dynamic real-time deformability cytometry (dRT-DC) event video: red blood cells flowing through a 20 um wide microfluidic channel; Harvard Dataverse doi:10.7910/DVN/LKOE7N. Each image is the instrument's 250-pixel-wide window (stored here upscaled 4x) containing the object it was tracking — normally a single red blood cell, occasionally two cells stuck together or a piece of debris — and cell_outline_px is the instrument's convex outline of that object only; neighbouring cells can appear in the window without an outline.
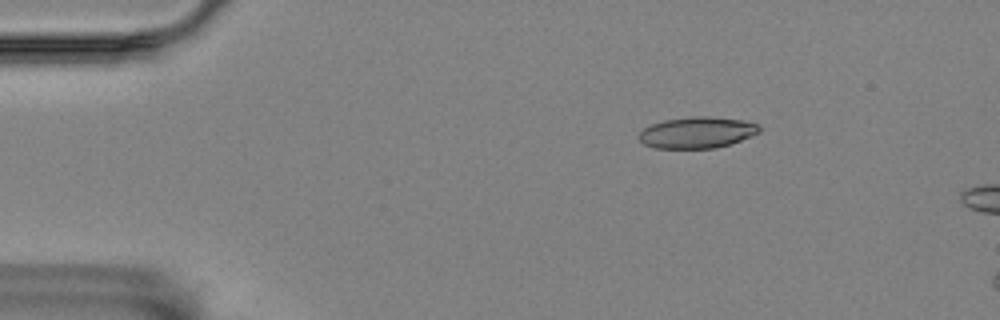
{"species": "Egyptian fruit bat (a non-hibernating species)", "species_latin": "Rousettus aegyptiacus", "temperature_condition": "room temperature", "stored_images_in_passage": 3, "camera_frame_rate_fps": 3000, "um_per_image_px": 0.085, "animal": {"sex": "female"}, "frame": {"image": 1, "passage_image": 1, "time_ms": 0.0, "image_size_px": [1000, 320], "cell_outline_px": [[760, 132], [740, 140], [716, 148], [656, 148], [644, 144], [640, 140], [640, 132], [644, 128], [652, 124], [664, 120], [692, 116], [712, 116], [740, 120], [756, 124], [760, 128]], "centroid_in_image_um": [59.23, 11.26], "position_along_channel_um": 25.8, "area_um2": 21.68}}